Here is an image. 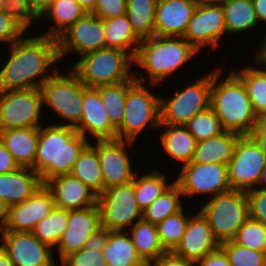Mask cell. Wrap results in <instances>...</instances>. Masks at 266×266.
<instances>
[{"label": "cell", "instance_id": "1", "mask_svg": "<svg viewBox=\"0 0 266 266\" xmlns=\"http://www.w3.org/2000/svg\"><path fill=\"white\" fill-rule=\"evenodd\" d=\"M10 47L9 60L0 71V90L40 89L53 75L43 73L60 59L57 39L44 35L21 38Z\"/></svg>", "mask_w": 266, "mask_h": 266}, {"label": "cell", "instance_id": "2", "mask_svg": "<svg viewBox=\"0 0 266 266\" xmlns=\"http://www.w3.org/2000/svg\"><path fill=\"white\" fill-rule=\"evenodd\" d=\"M88 144L87 138L73 127L60 124L40 127L32 169L40 176L42 184L51 178L70 174Z\"/></svg>", "mask_w": 266, "mask_h": 266}, {"label": "cell", "instance_id": "3", "mask_svg": "<svg viewBox=\"0 0 266 266\" xmlns=\"http://www.w3.org/2000/svg\"><path fill=\"white\" fill-rule=\"evenodd\" d=\"M221 72L219 69L212 72L210 106L225 131L248 136L255 128L257 115L246 87L232 71L223 82L218 83Z\"/></svg>", "mask_w": 266, "mask_h": 266}, {"label": "cell", "instance_id": "4", "mask_svg": "<svg viewBox=\"0 0 266 266\" xmlns=\"http://www.w3.org/2000/svg\"><path fill=\"white\" fill-rule=\"evenodd\" d=\"M197 53L183 37L152 36L141 40L133 60L136 65L145 68L154 86L172 75Z\"/></svg>", "mask_w": 266, "mask_h": 266}, {"label": "cell", "instance_id": "5", "mask_svg": "<svg viewBox=\"0 0 266 266\" xmlns=\"http://www.w3.org/2000/svg\"><path fill=\"white\" fill-rule=\"evenodd\" d=\"M81 57L73 66V71L89 88L125 82L134 76L132 72L129 74L134 60L127 51L106 47Z\"/></svg>", "mask_w": 266, "mask_h": 266}, {"label": "cell", "instance_id": "6", "mask_svg": "<svg viewBox=\"0 0 266 266\" xmlns=\"http://www.w3.org/2000/svg\"><path fill=\"white\" fill-rule=\"evenodd\" d=\"M207 220L216 240L232 241L239 228L249 218L247 192L230 190L206 202L199 211Z\"/></svg>", "mask_w": 266, "mask_h": 266}, {"label": "cell", "instance_id": "7", "mask_svg": "<svg viewBox=\"0 0 266 266\" xmlns=\"http://www.w3.org/2000/svg\"><path fill=\"white\" fill-rule=\"evenodd\" d=\"M143 78L136 76V82L127 91L123 122L117 129L118 140L133 142L147 126L160 127V98L144 87Z\"/></svg>", "mask_w": 266, "mask_h": 266}, {"label": "cell", "instance_id": "8", "mask_svg": "<svg viewBox=\"0 0 266 266\" xmlns=\"http://www.w3.org/2000/svg\"><path fill=\"white\" fill-rule=\"evenodd\" d=\"M55 73L41 86L42 103L47 104L70 126L75 128L81 119L83 108V93L87 88L72 70L69 75L59 74L57 68Z\"/></svg>", "mask_w": 266, "mask_h": 266}, {"label": "cell", "instance_id": "9", "mask_svg": "<svg viewBox=\"0 0 266 266\" xmlns=\"http://www.w3.org/2000/svg\"><path fill=\"white\" fill-rule=\"evenodd\" d=\"M212 72L184 88L171 99L160 98V124L185 125L194 115L210 107Z\"/></svg>", "mask_w": 266, "mask_h": 266}, {"label": "cell", "instance_id": "10", "mask_svg": "<svg viewBox=\"0 0 266 266\" xmlns=\"http://www.w3.org/2000/svg\"><path fill=\"white\" fill-rule=\"evenodd\" d=\"M40 89L0 90V130L40 128Z\"/></svg>", "mask_w": 266, "mask_h": 266}, {"label": "cell", "instance_id": "11", "mask_svg": "<svg viewBox=\"0 0 266 266\" xmlns=\"http://www.w3.org/2000/svg\"><path fill=\"white\" fill-rule=\"evenodd\" d=\"M100 210L101 227L110 231L124 230V227L133 226L138 217L142 219V210L139 208L134 182L115 186L103 191L97 198Z\"/></svg>", "mask_w": 266, "mask_h": 266}, {"label": "cell", "instance_id": "12", "mask_svg": "<svg viewBox=\"0 0 266 266\" xmlns=\"http://www.w3.org/2000/svg\"><path fill=\"white\" fill-rule=\"evenodd\" d=\"M265 167L266 154L249 136H241L228 163V180L231 189L245 192L252 190L259 183Z\"/></svg>", "mask_w": 266, "mask_h": 266}, {"label": "cell", "instance_id": "13", "mask_svg": "<svg viewBox=\"0 0 266 266\" xmlns=\"http://www.w3.org/2000/svg\"><path fill=\"white\" fill-rule=\"evenodd\" d=\"M175 183L183 196L188 197L198 193H212L215 197L232 190L228 180V165L219 163H187Z\"/></svg>", "mask_w": 266, "mask_h": 266}, {"label": "cell", "instance_id": "14", "mask_svg": "<svg viewBox=\"0 0 266 266\" xmlns=\"http://www.w3.org/2000/svg\"><path fill=\"white\" fill-rule=\"evenodd\" d=\"M57 43L60 59L73 51L82 56L106 48L104 20L86 13L57 38Z\"/></svg>", "mask_w": 266, "mask_h": 266}, {"label": "cell", "instance_id": "15", "mask_svg": "<svg viewBox=\"0 0 266 266\" xmlns=\"http://www.w3.org/2000/svg\"><path fill=\"white\" fill-rule=\"evenodd\" d=\"M2 247L13 266H57L50 246L32 232L1 231Z\"/></svg>", "mask_w": 266, "mask_h": 266}, {"label": "cell", "instance_id": "16", "mask_svg": "<svg viewBox=\"0 0 266 266\" xmlns=\"http://www.w3.org/2000/svg\"><path fill=\"white\" fill-rule=\"evenodd\" d=\"M226 33L223 8L220 4L197 6L183 38L198 52L206 45L218 46Z\"/></svg>", "mask_w": 266, "mask_h": 266}, {"label": "cell", "instance_id": "17", "mask_svg": "<svg viewBox=\"0 0 266 266\" xmlns=\"http://www.w3.org/2000/svg\"><path fill=\"white\" fill-rule=\"evenodd\" d=\"M125 140L97 141L93 146L97 150L103 176V191L115 186L124 185L133 181L134 174L131 169V160L126 152Z\"/></svg>", "mask_w": 266, "mask_h": 266}, {"label": "cell", "instance_id": "18", "mask_svg": "<svg viewBox=\"0 0 266 266\" xmlns=\"http://www.w3.org/2000/svg\"><path fill=\"white\" fill-rule=\"evenodd\" d=\"M54 207L51 191L42 184L28 199L8 208L7 222L1 231L32 232Z\"/></svg>", "mask_w": 266, "mask_h": 266}, {"label": "cell", "instance_id": "19", "mask_svg": "<svg viewBox=\"0 0 266 266\" xmlns=\"http://www.w3.org/2000/svg\"><path fill=\"white\" fill-rule=\"evenodd\" d=\"M99 227L101 220L98 205L68 210L67 228L57 244L61 260L68 254L82 249L86 240Z\"/></svg>", "mask_w": 266, "mask_h": 266}, {"label": "cell", "instance_id": "20", "mask_svg": "<svg viewBox=\"0 0 266 266\" xmlns=\"http://www.w3.org/2000/svg\"><path fill=\"white\" fill-rule=\"evenodd\" d=\"M75 129L85 138L89 132L97 141L117 140V130L112 126L96 88L84 90L82 116Z\"/></svg>", "mask_w": 266, "mask_h": 266}, {"label": "cell", "instance_id": "21", "mask_svg": "<svg viewBox=\"0 0 266 266\" xmlns=\"http://www.w3.org/2000/svg\"><path fill=\"white\" fill-rule=\"evenodd\" d=\"M219 247L220 243L214 237L207 220L198 212L188 219L181 242L173 252L195 264Z\"/></svg>", "mask_w": 266, "mask_h": 266}, {"label": "cell", "instance_id": "22", "mask_svg": "<svg viewBox=\"0 0 266 266\" xmlns=\"http://www.w3.org/2000/svg\"><path fill=\"white\" fill-rule=\"evenodd\" d=\"M45 186L52 193L55 207L76 210L97 205L98 196L71 174L51 178Z\"/></svg>", "mask_w": 266, "mask_h": 266}, {"label": "cell", "instance_id": "23", "mask_svg": "<svg viewBox=\"0 0 266 266\" xmlns=\"http://www.w3.org/2000/svg\"><path fill=\"white\" fill-rule=\"evenodd\" d=\"M196 8L187 0H157L154 36L183 37Z\"/></svg>", "mask_w": 266, "mask_h": 266}, {"label": "cell", "instance_id": "24", "mask_svg": "<svg viewBox=\"0 0 266 266\" xmlns=\"http://www.w3.org/2000/svg\"><path fill=\"white\" fill-rule=\"evenodd\" d=\"M42 185L40 176L31 168L0 174V199L7 207L28 199Z\"/></svg>", "mask_w": 266, "mask_h": 266}, {"label": "cell", "instance_id": "25", "mask_svg": "<svg viewBox=\"0 0 266 266\" xmlns=\"http://www.w3.org/2000/svg\"><path fill=\"white\" fill-rule=\"evenodd\" d=\"M39 128H13L0 130V140L23 168H33Z\"/></svg>", "mask_w": 266, "mask_h": 266}, {"label": "cell", "instance_id": "26", "mask_svg": "<svg viewBox=\"0 0 266 266\" xmlns=\"http://www.w3.org/2000/svg\"><path fill=\"white\" fill-rule=\"evenodd\" d=\"M240 134L230 131L196 142L194 156L191 162L194 163H219L226 164L233 157L235 145Z\"/></svg>", "mask_w": 266, "mask_h": 266}, {"label": "cell", "instance_id": "27", "mask_svg": "<svg viewBox=\"0 0 266 266\" xmlns=\"http://www.w3.org/2000/svg\"><path fill=\"white\" fill-rule=\"evenodd\" d=\"M103 256L107 266H147L138 256L131 237L122 230L109 232Z\"/></svg>", "mask_w": 266, "mask_h": 266}, {"label": "cell", "instance_id": "28", "mask_svg": "<svg viewBox=\"0 0 266 266\" xmlns=\"http://www.w3.org/2000/svg\"><path fill=\"white\" fill-rule=\"evenodd\" d=\"M160 126L166 127L160 138L168 155L183 162L184 165L190 163L194 156L197 141L188 128L185 125L160 124Z\"/></svg>", "mask_w": 266, "mask_h": 266}, {"label": "cell", "instance_id": "29", "mask_svg": "<svg viewBox=\"0 0 266 266\" xmlns=\"http://www.w3.org/2000/svg\"><path fill=\"white\" fill-rule=\"evenodd\" d=\"M86 11L81 7L77 0H55L51 1L48 7L40 14L41 18L45 15L56 23L52 29L41 35L57 39L65 30L74 24L79 18L83 17Z\"/></svg>", "mask_w": 266, "mask_h": 266}, {"label": "cell", "instance_id": "30", "mask_svg": "<svg viewBox=\"0 0 266 266\" xmlns=\"http://www.w3.org/2000/svg\"><path fill=\"white\" fill-rule=\"evenodd\" d=\"M131 227V240L138 256L147 266L166 252L160 242L155 224L138 219Z\"/></svg>", "mask_w": 266, "mask_h": 266}, {"label": "cell", "instance_id": "31", "mask_svg": "<svg viewBox=\"0 0 266 266\" xmlns=\"http://www.w3.org/2000/svg\"><path fill=\"white\" fill-rule=\"evenodd\" d=\"M221 6L227 34L254 29L258 23L252 0H223Z\"/></svg>", "mask_w": 266, "mask_h": 266}, {"label": "cell", "instance_id": "32", "mask_svg": "<svg viewBox=\"0 0 266 266\" xmlns=\"http://www.w3.org/2000/svg\"><path fill=\"white\" fill-rule=\"evenodd\" d=\"M88 186L97 196L103 192V176L97 150L88 144L80 153L70 173Z\"/></svg>", "mask_w": 266, "mask_h": 266}, {"label": "cell", "instance_id": "33", "mask_svg": "<svg viewBox=\"0 0 266 266\" xmlns=\"http://www.w3.org/2000/svg\"><path fill=\"white\" fill-rule=\"evenodd\" d=\"M106 47L116 48L123 51L131 50V57L134 59L141 40L132 30L131 23L126 14L104 20ZM134 45V47H132Z\"/></svg>", "mask_w": 266, "mask_h": 266}, {"label": "cell", "instance_id": "34", "mask_svg": "<svg viewBox=\"0 0 266 266\" xmlns=\"http://www.w3.org/2000/svg\"><path fill=\"white\" fill-rule=\"evenodd\" d=\"M134 76L125 82L96 87L112 126L117 130L124 117L125 100L128 89L136 82Z\"/></svg>", "mask_w": 266, "mask_h": 266}, {"label": "cell", "instance_id": "35", "mask_svg": "<svg viewBox=\"0 0 266 266\" xmlns=\"http://www.w3.org/2000/svg\"><path fill=\"white\" fill-rule=\"evenodd\" d=\"M156 4L157 0H127L126 16L140 40L154 36Z\"/></svg>", "mask_w": 266, "mask_h": 266}, {"label": "cell", "instance_id": "36", "mask_svg": "<svg viewBox=\"0 0 266 266\" xmlns=\"http://www.w3.org/2000/svg\"><path fill=\"white\" fill-rule=\"evenodd\" d=\"M181 195L183 196L180 187L173 182L162 195L142 211V219L157 225L168 216L178 213L183 209Z\"/></svg>", "mask_w": 266, "mask_h": 266}, {"label": "cell", "instance_id": "37", "mask_svg": "<svg viewBox=\"0 0 266 266\" xmlns=\"http://www.w3.org/2000/svg\"><path fill=\"white\" fill-rule=\"evenodd\" d=\"M259 68L245 67L241 72L233 71L246 87L253 110L257 117L266 115V69H261V64L255 62Z\"/></svg>", "mask_w": 266, "mask_h": 266}, {"label": "cell", "instance_id": "38", "mask_svg": "<svg viewBox=\"0 0 266 266\" xmlns=\"http://www.w3.org/2000/svg\"><path fill=\"white\" fill-rule=\"evenodd\" d=\"M136 175L133 178L135 195L137 204L142 211L173 184H166L165 174H161L158 170H153L152 173L140 178H137Z\"/></svg>", "mask_w": 266, "mask_h": 266}, {"label": "cell", "instance_id": "39", "mask_svg": "<svg viewBox=\"0 0 266 266\" xmlns=\"http://www.w3.org/2000/svg\"><path fill=\"white\" fill-rule=\"evenodd\" d=\"M67 224L68 210L54 207L47 217L37 223L32 233L42 243L52 248L58 244Z\"/></svg>", "mask_w": 266, "mask_h": 266}, {"label": "cell", "instance_id": "40", "mask_svg": "<svg viewBox=\"0 0 266 266\" xmlns=\"http://www.w3.org/2000/svg\"><path fill=\"white\" fill-rule=\"evenodd\" d=\"M189 217L185 216L183 209L176 214L168 216L159 224L157 231L160 242L166 252H173L181 242Z\"/></svg>", "mask_w": 266, "mask_h": 266}, {"label": "cell", "instance_id": "41", "mask_svg": "<svg viewBox=\"0 0 266 266\" xmlns=\"http://www.w3.org/2000/svg\"><path fill=\"white\" fill-rule=\"evenodd\" d=\"M185 126L196 141L209 139L225 131L211 106L194 115Z\"/></svg>", "mask_w": 266, "mask_h": 266}, {"label": "cell", "instance_id": "42", "mask_svg": "<svg viewBox=\"0 0 266 266\" xmlns=\"http://www.w3.org/2000/svg\"><path fill=\"white\" fill-rule=\"evenodd\" d=\"M232 241L242 247L266 253V226L249 217Z\"/></svg>", "mask_w": 266, "mask_h": 266}, {"label": "cell", "instance_id": "43", "mask_svg": "<svg viewBox=\"0 0 266 266\" xmlns=\"http://www.w3.org/2000/svg\"><path fill=\"white\" fill-rule=\"evenodd\" d=\"M231 266H266V253L242 247L233 241L220 244Z\"/></svg>", "mask_w": 266, "mask_h": 266}, {"label": "cell", "instance_id": "44", "mask_svg": "<svg viewBox=\"0 0 266 266\" xmlns=\"http://www.w3.org/2000/svg\"><path fill=\"white\" fill-rule=\"evenodd\" d=\"M3 11L17 22L25 31L32 20L41 18L29 0H5Z\"/></svg>", "mask_w": 266, "mask_h": 266}, {"label": "cell", "instance_id": "45", "mask_svg": "<svg viewBox=\"0 0 266 266\" xmlns=\"http://www.w3.org/2000/svg\"><path fill=\"white\" fill-rule=\"evenodd\" d=\"M63 266H107L103 249H85L73 252L62 260Z\"/></svg>", "mask_w": 266, "mask_h": 266}, {"label": "cell", "instance_id": "46", "mask_svg": "<svg viewBox=\"0 0 266 266\" xmlns=\"http://www.w3.org/2000/svg\"><path fill=\"white\" fill-rule=\"evenodd\" d=\"M127 0H96L94 10L96 17L108 20L126 14Z\"/></svg>", "mask_w": 266, "mask_h": 266}, {"label": "cell", "instance_id": "47", "mask_svg": "<svg viewBox=\"0 0 266 266\" xmlns=\"http://www.w3.org/2000/svg\"><path fill=\"white\" fill-rule=\"evenodd\" d=\"M247 198L249 217L266 226V191L254 188L247 191Z\"/></svg>", "mask_w": 266, "mask_h": 266}, {"label": "cell", "instance_id": "48", "mask_svg": "<svg viewBox=\"0 0 266 266\" xmlns=\"http://www.w3.org/2000/svg\"><path fill=\"white\" fill-rule=\"evenodd\" d=\"M25 30L8 16L3 10L0 11V42H17L24 35Z\"/></svg>", "mask_w": 266, "mask_h": 266}, {"label": "cell", "instance_id": "49", "mask_svg": "<svg viewBox=\"0 0 266 266\" xmlns=\"http://www.w3.org/2000/svg\"><path fill=\"white\" fill-rule=\"evenodd\" d=\"M248 136L266 154V115L257 117L255 128Z\"/></svg>", "mask_w": 266, "mask_h": 266}, {"label": "cell", "instance_id": "50", "mask_svg": "<svg viewBox=\"0 0 266 266\" xmlns=\"http://www.w3.org/2000/svg\"><path fill=\"white\" fill-rule=\"evenodd\" d=\"M198 266H231L228 256L224 250L219 247L207 255H205L200 261L195 263Z\"/></svg>", "mask_w": 266, "mask_h": 266}, {"label": "cell", "instance_id": "51", "mask_svg": "<svg viewBox=\"0 0 266 266\" xmlns=\"http://www.w3.org/2000/svg\"><path fill=\"white\" fill-rule=\"evenodd\" d=\"M154 263V264H153ZM195 264L188 261L174 252H165L148 266H194Z\"/></svg>", "mask_w": 266, "mask_h": 266}, {"label": "cell", "instance_id": "52", "mask_svg": "<svg viewBox=\"0 0 266 266\" xmlns=\"http://www.w3.org/2000/svg\"><path fill=\"white\" fill-rule=\"evenodd\" d=\"M110 230L99 227L84 243L85 249H104Z\"/></svg>", "mask_w": 266, "mask_h": 266}, {"label": "cell", "instance_id": "53", "mask_svg": "<svg viewBox=\"0 0 266 266\" xmlns=\"http://www.w3.org/2000/svg\"><path fill=\"white\" fill-rule=\"evenodd\" d=\"M19 165L14 160L12 154L5 148L0 140V174L10 173L17 170Z\"/></svg>", "mask_w": 266, "mask_h": 266}, {"label": "cell", "instance_id": "54", "mask_svg": "<svg viewBox=\"0 0 266 266\" xmlns=\"http://www.w3.org/2000/svg\"><path fill=\"white\" fill-rule=\"evenodd\" d=\"M256 16L260 21L266 22V0H252Z\"/></svg>", "mask_w": 266, "mask_h": 266}, {"label": "cell", "instance_id": "55", "mask_svg": "<svg viewBox=\"0 0 266 266\" xmlns=\"http://www.w3.org/2000/svg\"><path fill=\"white\" fill-rule=\"evenodd\" d=\"M8 217V207L7 205L0 199V230L6 225Z\"/></svg>", "mask_w": 266, "mask_h": 266}, {"label": "cell", "instance_id": "56", "mask_svg": "<svg viewBox=\"0 0 266 266\" xmlns=\"http://www.w3.org/2000/svg\"><path fill=\"white\" fill-rule=\"evenodd\" d=\"M34 9L41 14L49 5L50 0H29Z\"/></svg>", "mask_w": 266, "mask_h": 266}, {"label": "cell", "instance_id": "57", "mask_svg": "<svg viewBox=\"0 0 266 266\" xmlns=\"http://www.w3.org/2000/svg\"><path fill=\"white\" fill-rule=\"evenodd\" d=\"M263 39L264 42L260 44L261 49L255 59L259 64H264V66H266V35Z\"/></svg>", "mask_w": 266, "mask_h": 266}, {"label": "cell", "instance_id": "58", "mask_svg": "<svg viewBox=\"0 0 266 266\" xmlns=\"http://www.w3.org/2000/svg\"><path fill=\"white\" fill-rule=\"evenodd\" d=\"M86 13H91L94 10L96 0H77Z\"/></svg>", "mask_w": 266, "mask_h": 266}, {"label": "cell", "instance_id": "59", "mask_svg": "<svg viewBox=\"0 0 266 266\" xmlns=\"http://www.w3.org/2000/svg\"><path fill=\"white\" fill-rule=\"evenodd\" d=\"M0 266H13L2 245H0Z\"/></svg>", "mask_w": 266, "mask_h": 266}, {"label": "cell", "instance_id": "60", "mask_svg": "<svg viewBox=\"0 0 266 266\" xmlns=\"http://www.w3.org/2000/svg\"><path fill=\"white\" fill-rule=\"evenodd\" d=\"M194 3L197 6L202 5H211V4H220L223 0H187Z\"/></svg>", "mask_w": 266, "mask_h": 266}, {"label": "cell", "instance_id": "61", "mask_svg": "<svg viewBox=\"0 0 266 266\" xmlns=\"http://www.w3.org/2000/svg\"><path fill=\"white\" fill-rule=\"evenodd\" d=\"M264 181H265V185H266V167H265V169L263 170V172H262V174L260 176V180H259L260 185H261V183L263 185ZM256 189H261V190L266 191V187L265 186H261V188H256Z\"/></svg>", "mask_w": 266, "mask_h": 266}, {"label": "cell", "instance_id": "62", "mask_svg": "<svg viewBox=\"0 0 266 266\" xmlns=\"http://www.w3.org/2000/svg\"><path fill=\"white\" fill-rule=\"evenodd\" d=\"M4 2L5 0H0V11L4 9Z\"/></svg>", "mask_w": 266, "mask_h": 266}]
</instances>
